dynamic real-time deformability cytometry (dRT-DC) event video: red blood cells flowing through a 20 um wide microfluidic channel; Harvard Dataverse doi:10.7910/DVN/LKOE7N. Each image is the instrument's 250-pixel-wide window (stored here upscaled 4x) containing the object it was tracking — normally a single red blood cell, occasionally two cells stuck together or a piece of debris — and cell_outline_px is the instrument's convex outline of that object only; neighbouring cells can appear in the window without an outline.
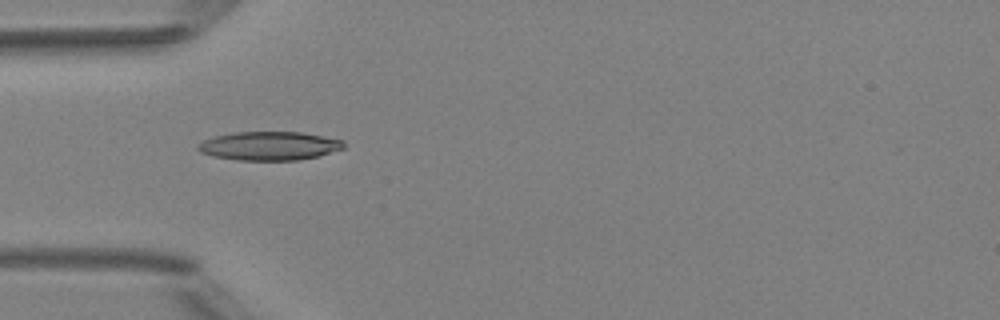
{"species": "Egyptian fruit bat (a non-hibernating species)", "species_latin": "Rousettus aegyptiacus", "temperature_condition": "room temperature", "stored_images_in_passage": 5, "camera_frame_rate_fps": 3000, "um_per_image_px": 0.085, "animal": {"sex": "female"}, "frame": {"image": 1, "passage_image": 5, "time_ms": 4.333, "image_size_px": [1000, 320], "cell_outline_px": [[344, 148], [316, 156], [296, 160], [240, 160], [212, 156], [200, 152], [196, 148], [204, 140], [216, 136], [232, 132], [300, 132], [344, 140]], "centroid_in_image_um": [22.87, 12.39], "position_along_channel_um": 62.1, "area_um2": 24.1}}